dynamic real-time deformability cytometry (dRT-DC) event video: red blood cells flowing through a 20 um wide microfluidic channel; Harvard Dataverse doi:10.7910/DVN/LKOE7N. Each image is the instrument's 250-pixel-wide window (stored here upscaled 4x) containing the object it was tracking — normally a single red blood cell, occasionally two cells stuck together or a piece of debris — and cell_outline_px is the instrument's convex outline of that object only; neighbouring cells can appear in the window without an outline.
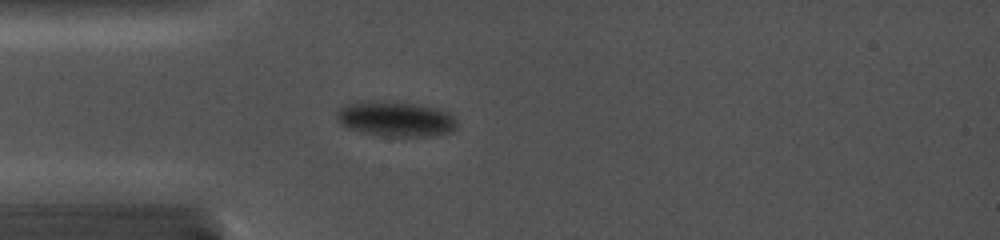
{"species": "common noctule bat (a hibernating species)", "species_latin": "Nyctalus noctula", "temperature_condition": "cold", "stored_images_in_passage": 3, "camera_frame_rate_fps": 5000, "um_per_image_px": 0.085, "animal": {"sex": "female", "body_mass_g": 19.0, "forearm_length_mm": 56.7}, "frame": {"image": 1, "passage_image": 1, "time_ms": 0.0, "image_size_px": [1000, 240], "cell_outline_px": [[456, 128], [452, 132], [432, 136], [380, 136], [348, 128], [340, 124], [336, 120], [336, 112], [344, 104], [356, 100], [388, 100], [436, 108], [448, 112], [456, 120]], "centroid_in_image_um": [33.57, 10.09], "position_along_channel_um": 51.4, "area_um2": 25.03}}